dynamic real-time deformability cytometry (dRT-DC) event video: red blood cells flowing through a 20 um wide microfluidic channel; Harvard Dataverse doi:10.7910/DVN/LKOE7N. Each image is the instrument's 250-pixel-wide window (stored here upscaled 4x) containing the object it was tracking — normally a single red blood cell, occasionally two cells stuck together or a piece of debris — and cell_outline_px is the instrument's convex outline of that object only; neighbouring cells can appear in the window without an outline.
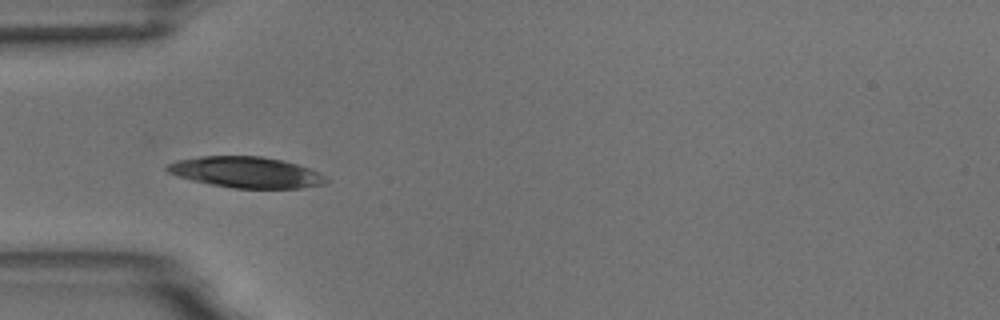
{"species": "common noctule bat (a hibernating species)", "species_latin": "Nyctalus noctula", "temperature_condition": "room temperature", "stored_images_in_passage": 4, "camera_frame_rate_fps": 3000, "um_per_image_px": 0.085, "animal": {"sex": "male", "body_mass_g": 18.8}, "frame": {"image": 1, "passage_image": 3, "time_ms": 2.333, "image_size_px": [1000, 320], "cell_outline_px": [[328, 184], [300, 188], [232, 188], [192, 180], [176, 176], [168, 172], [164, 168], [168, 164], [176, 160], [200, 156], [260, 156], [280, 160], [296, 164], [320, 172], [328, 180]], "centroid_in_image_um": [20.92, 14.64], "position_along_channel_um": 64.1, "area_um2": 28.67}}